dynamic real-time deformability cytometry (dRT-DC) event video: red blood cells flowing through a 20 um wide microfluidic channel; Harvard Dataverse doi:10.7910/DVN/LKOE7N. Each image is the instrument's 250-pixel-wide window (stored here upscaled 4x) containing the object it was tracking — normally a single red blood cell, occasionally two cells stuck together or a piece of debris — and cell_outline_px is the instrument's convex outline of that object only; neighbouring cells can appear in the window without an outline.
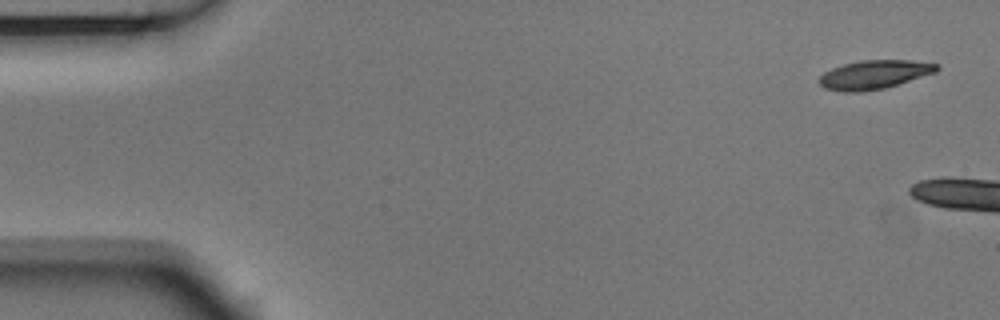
{"species": "Egyptian fruit bat (a non-hibernating species)", "species_latin": "Rousettus aegyptiacus", "temperature_condition": "room temperature", "stored_images_in_passage": 3, "camera_frame_rate_fps": 3000, "um_per_image_px": 0.085, "animal": {"sex": "male"}, "frame": {"image": 1, "passage_image": 1, "time_ms": 0.0, "image_size_px": [1000, 320], "cell_outline_px": [[940, 68], [936, 72], [884, 88], [860, 92], [840, 92], [824, 88], [816, 80], [824, 72], [832, 68], [844, 64], [860, 60], [912, 60], [940, 64]], "centroid_in_image_um": [74.29, 6.34], "position_along_channel_um": 10.7, "area_um2": 19.83}}